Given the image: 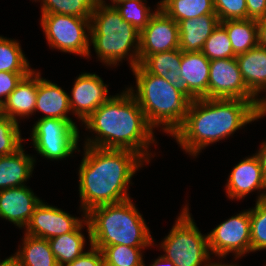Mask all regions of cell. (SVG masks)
<instances>
[{"label":"cell","instance_id":"6da1fadb","mask_svg":"<svg viewBox=\"0 0 266 266\" xmlns=\"http://www.w3.org/2000/svg\"><path fill=\"white\" fill-rule=\"evenodd\" d=\"M79 167V194L84 216L92 208L130 199L129 183L147 161L129 149L84 146Z\"/></svg>","mask_w":266,"mask_h":266},{"label":"cell","instance_id":"7a4b0ae2","mask_svg":"<svg viewBox=\"0 0 266 266\" xmlns=\"http://www.w3.org/2000/svg\"><path fill=\"white\" fill-rule=\"evenodd\" d=\"M259 103L242 99H193L187 118L172 136L186 153L197 156L208 145L259 119Z\"/></svg>","mask_w":266,"mask_h":266},{"label":"cell","instance_id":"3957f363","mask_svg":"<svg viewBox=\"0 0 266 266\" xmlns=\"http://www.w3.org/2000/svg\"><path fill=\"white\" fill-rule=\"evenodd\" d=\"M82 124L97 134L95 139L88 138L84 145L129 149L149 162L148 148L155 143L153 128L128 88L120 95L111 96Z\"/></svg>","mask_w":266,"mask_h":266},{"label":"cell","instance_id":"277c9868","mask_svg":"<svg viewBox=\"0 0 266 266\" xmlns=\"http://www.w3.org/2000/svg\"><path fill=\"white\" fill-rule=\"evenodd\" d=\"M136 78L132 96L144 112L149 125L154 128L164 125L163 131L173 135L187 118L192 98L182 86L171 84L162 77L149 73L141 64L132 69Z\"/></svg>","mask_w":266,"mask_h":266},{"label":"cell","instance_id":"5b68a950","mask_svg":"<svg viewBox=\"0 0 266 266\" xmlns=\"http://www.w3.org/2000/svg\"><path fill=\"white\" fill-rule=\"evenodd\" d=\"M86 219L90 226V246L100 250L110 245L135 248L154 245L149 228L131 199L92 208Z\"/></svg>","mask_w":266,"mask_h":266},{"label":"cell","instance_id":"8992f818","mask_svg":"<svg viewBox=\"0 0 266 266\" xmlns=\"http://www.w3.org/2000/svg\"><path fill=\"white\" fill-rule=\"evenodd\" d=\"M90 38L97 56L106 65L116 66L128 54L131 69L139 64L140 32L114 6L97 5L90 18Z\"/></svg>","mask_w":266,"mask_h":266},{"label":"cell","instance_id":"52a82bcc","mask_svg":"<svg viewBox=\"0 0 266 266\" xmlns=\"http://www.w3.org/2000/svg\"><path fill=\"white\" fill-rule=\"evenodd\" d=\"M175 222L161 243L163 257L175 266H211L208 236L199 231L187 205Z\"/></svg>","mask_w":266,"mask_h":266},{"label":"cell","instance_id":"ba28073f","mask_svg":"<svg viewBox=\"0 0 266 266\" xmlns=\"http://www.w3.org/2000/svg\"><path fill=\"white\" fill-rule=\"evenodd\" d=\"M41 27L51 48L90 57V18L63 14H42Z\"/></svg>","mask_w":266,"mask_h":266},{"label":"cell","instance_id":"9c48e42d","mask_svg":"<svg viewBox=\"0 0 266 266\" xmlns=\"http://www.w3.org/2000/svg\"><path fill=\"white\" fill-rule=\"evenodd\" d=\"M73 120L40 118L33 126L34 148L50 160H61L78 150L79 130Z\"/></svg>","mask_w":266,"mask_h":266},{"label":"cell","instance_id":"30bf717a","mask_svg":"<svg viewBox=\"0 0 266 266\" xmlns=\"http://www.w3.org/2000/svg\"><path fill=\"white\" fill-rule=\"evenodd\" d=\"M208 236L209 251L225 258L235 253L236 258L251 252V231L249 210L242 211L213 229Z\"/></svg>","mask_w":266,"mask_h":266},{"label":"cell","instance_id":"8fae6325","mask_svg":"<svg viewBox=\"0 0 266 266\" xmlns=\"http://www.w3.org/2000/svg\"><path fill=\"white\" fill-rule=\"evenodd\" d=\"M208 98L261 100L246 87L235 57L210 60Z\"/></svg>","mask_w":266,"mask_h":266},{"label":"cell","instance_id":"7c38bea8","mask_svg":"<svg viewBox=\"0 0 266 266\" xmlns=\"http://www.w3.org/2000/svg\"><path fill=\"white\" fill-rule=\"evenodd\" d=\"M179 26L170 16L159 8L140 32L139 64L148 56L156 53L179 49Z\"/></svg>","mask_w":266,"mask_h":266},{"label":"cell","instance_id":"4fadbf2b","mask_svg":"<svg viewBox=\"0 0 266 266\" xmlns=\"http://www.w3.org/2000/svg\"><path fill=\"white\" fill-rule=\"evenodd\" d=\"M85 220L86 216L80 220V218L71 216L69 213L41 200L25 227V234L49 240L75 231Z\"/></svg>","mask_w":266,"mask_h":266},{"label":"cell","instance_id":"5bb4252c","mask_svg":"<svg viewBox=\"0 0 266 266\" xmlns=\"http://www.w3.org/2000/svg\"><path fill=\"white\" fill-rule=\"evenodd\" d=\"M71 93L68 96L70 109L82 122L111 97L107 95V85L97 74L92 73L79 75Z\"/></svg>","mask_w":266,"mask_h":266},{"label":"cell","instance_id":"9a60e30c","mask_svg":"<svg viewBox=\"0 0 266 266\" xmlns=\"http://www.w3.org/2000/svg\"><path fill=\"white\" fill-rule=\"evenodd\" d=\"M226 190L227 196L232 200H240L254 190H264L257 200L266 199V181L256 153L234 166L227 180Z\"/></svg>","mask_w":266,"mask_h":266},{"label":"cell","instance_id":"2e32d148","mask_svg":"<svg viewBox=\"0 0 266 266\" xmlns=\"http://www.w3.org/2000/svg\"><path fill=\"white\" fill-rule=\"evenodd\" d=\"M40 202L41 200L26 185L1 190L0 217L19 228H24Z\"/></svg>","mask_w":266,"mask_h":266},{"label":"cell","instance_id":"e0dca14e","mask_svg":"<svg viewBox=\"0 0 266 266\" xmlns=\"http://www.w3.org/2000/svg\"><path fill=\"white\" fill-rule=\"evenodd\" d=\"M210 60L201 52L182 51L180 86L192 98H208Z\"/></svg>","mask_w":266,"mask_h":266},{"label":"cell","instance_id":"ac0fdd59","mask_svg":"<svg viewBox=\"0 0 266 266\" xmlns=\"http://www.w3.org/2000/svg\"><path fill=\"white\" fill-rule=\"evenodd\" d=\"M34 77V78H33ZM38 90V72L24 77L1 105L2 115L18 122V117L34 113Z\"/></svg>","mask_w":266,"mask_h":266},{"label":"cell","instance_id":"d6986e66","mask_svg":"<svg viewBox=\"0 0 266 266\" xmlns=\"http://www.w3.org/2000/svg\"><path fill=\"white\" fill-rule=\"evenodd\" d=\"M219 24L217 14L179 21V49L184 52L201 51L205 41Z\"/></svg>","mask_w":266,"mask_h":266},{"label":"cell","instance_id":"ffe728a7","mask_svg":"<svg viewBox=\"0 0 266 266\" xmlns=\"http://www.w3.org/2000/svg\"><path fill=\"white\" fill-rule=\"evenodd\" d=\"M40 75L38 72V90L34 112L39 110L45 113L41 118L72 120L67 116V113L71 111L69 95L57 84L41 78Z\"/></svg>","mask_w":266,"mask_h":266},{"label":"cell","instance_id":"44dd1931","mask_svg":"<svg viewBox=\"0 0 266 266\" xmlns=\"http://www.w3.org/2000/svg\"><path fill=\"white\" fill-rule=\"evenodd\" d=\"M235 58L248 90L256 98L266 92V49L256 46Z\"/></svg>","mask_w":266,"mask_h":266},{"label":"cell","instance_id":"7402d4cb","mask_svg":"<svg viewBox=\"0 0 266 266\" xmlns=\"http://www.w3.org/2000/svg\"><path fill=\"white\" fill-rule=\"evenodd\" d=\"M24 152L22 146L13 154L0 156V191L23 186L31 176L35 160Z\"/></svg>","mask_w":266,"mask_h":266},{"label":"cell","instance_id":"603a6c76","mask_svg":"<svg viewBox=\"0 0 266 266\" xmlns=\"http://www.w3.org/2000/svg\"><path fill=\"white\" fill-rule=\"evenodd\" d=\"M83 225L87 227L90 241V226L87 219L75 231L53 237L48 240L50 249L54 254L58 266H65L73 262L84 252L85 238L81 233Z\"/></svg>","mask_w":266,"mask_h":266},{"label":"cell","instance_id":"cb8c5ba5","mask_svg":"<svg viewBox=\"0 0 266 266\" xmlns=\"http://www.w3.org/2000/svg\"><path fill=\"white\" fill-rule=\"evenodd\" d=\"M182 51L180 49L148 55L140 64L151 74L180 86V67Z\"/></svg>","mask_w":266,"mask_h":266},{"label":"cell","instance_id":"d4e9b609","mask_svg":"<svg viewBox=\"0 0 266 266\" xmlns=\"http://www.w3.org/2000/svg\"><path fill=\"white\" fill-rule=\"evenodd\" d=\"M22 245L12 255L22 266H58L47 239L25 234Z\"/></svg>","mask_w":266,"mask_h":266},{"label":"cell","instance_id":"484cf974","mask_svg":"<svg viewBox=\"0 0 266 266\" xmlns=\"http://www.w3.org/2000/svg\"><path fill=\"white\" fill-rule=\"evenodd\" d=\"M220 24L226 29L236 56L258 46L256 20H225Z\"/></svg>","mask_w":266,"mask_h":266},{"label":"cell","instance_id":"4316f807","mask_svg":"<svg viewBox=\"0 0 266 266\" xmlns=\"http://www.w3.org/2000/svg\"><path fill=\"white\" fill-rule=\"evenodd\" d=\"M159 8L176 23L207 14H216L213 0H161Z\"/></svg>","mask_w":266,"mask_h":266},{"label":"cell","instance_id":"83f0119b","mask_svg":"<svg viewBox=\"0 0 266 266\" xmlns=\"http://www.w3.org/2000/svg\"><path fill=\"white\" fill-rule=\"evenodd\" d=\"M32 71L19 43L0 36V72L31 73Z\"/></svg>","mask_w":266,"mask_h":266},{"label":"cell","instance_id":"f1b7e54d","mask_svg":"<svg viewBox=\"0 0 266 266\" xmlns=\"http://www.w3.org/2000/svg\"><path fill=\"white\" fill-rule=\"evenodd\" d=\"M42 14H63L91 18L97 5L93 0H42Z\"/></svg>","mask_w":266,"mask_h":266},{"label":"cell","instance_id":"f546056e","mask_svg":"<svg viewBox=\"0 0 266 266\" xmlns=\"http://www.w3.org/2000/svg\"><path fill=\"white\" fill-rule=\"evenodd\" d=\"M144 1L146 0H123L119 3H113L112 6L116 8L126 22L141 32L154 14V12H150V7L143 3Z\"/></svg>","mask_w":266,"mask_h":266},{"label":"cell","instance_id":"4dcf8cb0","mask_svg":"<svg viewBox=\"0 0 266 266\" xmlns=\"http://www.w3.org/2000/svg\"><path fill=\"white\" fill-rule=\"evenodd\" d=\"M141 249L126 245H110L101 249L104 265L144 266Z\"/></svg>","mask_w":266,"mask_h":266},{"label":"cell","instance_id":"1f68e13d","mask_svg":"<svg viewBox=\"0 0 266 266\" xmlns=\"http://www.w3.org/2000/svg\"><path fill=\"white\" fill-rule=\"evenodd\" d=\"M201 52L209 60L236 57L228 33L221 24H219L207 38Z\"/></svg>","mask_w":266,"mask_h":266},{"label":"cell","instance_id":"d6a6232c","mask_svg":"<svg viewBox=\"0 0 266 266\" xmlns=\"http://www.w3.org/2000/svg\"><path fill=\"white\" fill-rule=\"evenodd\" d=\"M249 213L251 252L266 249V199L257 200Z\"/></svg>","mask_w":266,"mask_h":266},{"label":"cell","instance_id":"836d02e7","mask_svg":"<svg viewBox=\"0 0 266 266\" xmlns=\"http://www.w3.org/2000/svg\"><path fill=\"white\" fill-rule=\"evenodd\" d=\"M19 123L2 116L0 118V156L15 153L22 145Z\"/></svg>","mask_w":266,"mask_h":266},{"label":"cell","instance_id":"e575fe53","mask_svg":"<svg viewBox=\"0 0 266 266\" xmlns=\"http://www.w3.org/2000/svg\"><path fill=\"white\" fill-rule=\"evenodd\" d=\"M219 22L247 19L246 0H213Z\"/></svg>","mask_w":266,"mask_h":266},{"label":"cell","instance_id":"d590c367","mask_svg":"<svg viewBox=\"0 0 266 266\" xmlns=\"http://www.w3.org/2000/svg\"><path fill=\"white\" fill-rule=\"evenodd\" d=\"M29 74L30 73L0 72V105L3 104L20 81Z\"/></svg>","mask_w":266,"mask_h":266},{"label":"cell","instance_id":"8d00e7d4","mask_svg":"<svg viewBox=\"0 0 266 266\" xmlns=\"http://www.w3.org/2000/svg\"><path fill=\"white\" fill-rule=\"evenodd\" d=\"M65 266H104L102 251L91 245L88 252H84L73 262H70Z\"/></svg>","mask_w":266,"mask_h":266},{"label":"cell","instance_id":"74e56055","mask_svg":"<svg viewBox=\"0 0 266 266\" xmlns=\"http://www.w3.org/2000/svg\"><path fill=\"white\" fill-rule=\"evenodd\" d=\"M247 19L258 20L266 16V0H246Z\"/></svg>","mask_w":266,"mask_h":266},{"label":"cell","instance_id":"f35d334b","mask_svg":"<svg viewBox=\"0 0 266 266\" xmlns=\"http://www.w3.org/2000/svg\"><path fill=\"white\" fill-rule=\"evenodd\" d=\"M258 46L266 49V16L256 20Z\"/></svg>","mask_w":266,"mask_h":266},{"label":"cell","instance_id":"ab89813d","mask_svg":"<svg viewBox=\"0 0 266 266\" xmlns=\"http://www.w3.org/2000/svg\"><path fill=\"white\" fill-rule=\"evenodd\" d=\"M261 148L259 149L258 153L256 154L259 157L261 168L263 170V174L266 181V141L261 143Z\"/></svg>","mask_w":266,"mask_h":266},{"label":"cell","instance_id":"60d3db41","mask_svg":"<svg viewBox=\"0 0 266 266\" xmlns=\"http://www.w3.org/2000/svg\"><path fill=\"white\" fill-rule=\"evenodd\" d=\"M144 266H145V264H144ZM150 266H175V265L172 263L171 260H169V259H167L161 255Z\"/></svg>","mask_w":266,"mask_h":266},{"label":"cell","instance_id":"b9f144b4","mask_svg":"<svg viewBox=\"0 0 266 266\" xmlns=\"http://www.w3.org/2000/svg\"><path fill=\"white\" fill-rule=\"evenodd\" d=\"M266 115V97H262L258 107V118H262Z\"/></svg>","mask_w":266,"mask_h":266},{"label":"cell","instance_id":"7bdbcfd3","mask_svg":"<svg viewBox=\"0 0 266 266\" xmlns=\"http://www.w3.org/2000/svg\"><path fill=\"white\" fill-rule=\"evenodd\" d=\"M1 266H22L13 256L3 260Z\"/></svg>","mask_w":266,"mask_h":266},{"label":"cell","instance_id":"ee69618b","mask_svg":"<svg viewBox=\"0 0 266 266\" xmlns=\"http://www.w3.org/2000/svg\"><path fill=\"white\" fill-rule=\"evenodd\" d=\"M211 266H237V265H236V264H234V265H232V264L230 265V264H229V265H228V264H224V263L221 264L220 262H219V263L214 262Z\"/></svg>","mask_w":266,"mask_h":266},{"label":"cell","instance_id":"f6af8a7d","mask_svg":"<svg viewBox=\"0 0 266 266\" xmlns=\"http://www.w3.org/2000/svg\"><path fill=\"white\" fill-rule=\"evenodd\" d=\"M93 1L96 3V5L106 4L104 0H93ZM111 2H112V0H111Z\"/></svg>","mask_w":266,"mask_h":266},{"label":"cell","instance_id":"bcb514c9","mask_svg":"<svg viewBox=\"0 0 266 266\" xmlns=\"http://www.w3.org/2000/svg\"><path fill=\"white\" fill-rule=\"evenodd\" d=\"M121 1H123V0H112V3H119Z\"/></svg>","mask_w":266,"mask_h":266},{"label":"cell","instance_id":"7dc6e473","mask_svg":"<svg viewBox=\"0 0 266 266\" xmlns=\"http://www.w3.org/2000/svg\"><path fill=\"white\" fill-rule=\"evenodd\" d=\"M2 110H1V105H0V118L2 117Z\"/></svg>","mask_w":266,"mask_h":266}]
</instances>
